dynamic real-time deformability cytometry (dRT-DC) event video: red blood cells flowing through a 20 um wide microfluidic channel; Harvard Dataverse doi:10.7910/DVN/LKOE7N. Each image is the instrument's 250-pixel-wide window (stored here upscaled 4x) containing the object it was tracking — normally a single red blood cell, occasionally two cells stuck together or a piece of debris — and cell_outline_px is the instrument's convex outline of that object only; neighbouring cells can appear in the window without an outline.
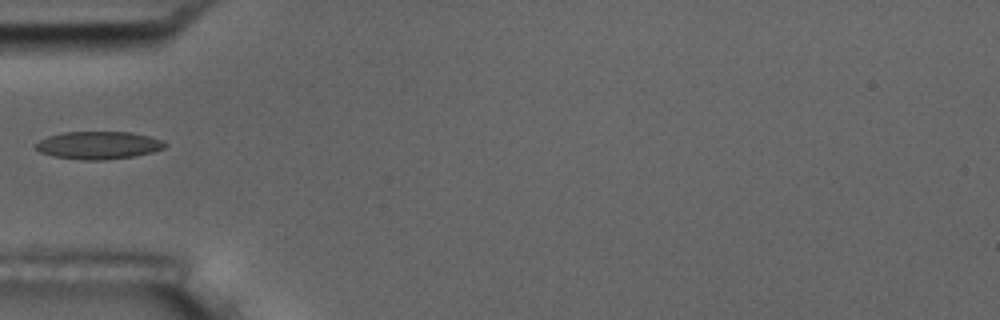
{"species": "common noctule bat (a hibernating species)", "species_latin": "Nyctalus noctula", "temperature_condition": "room temperature", "stored_images_in_passage": 3, "camera_frame_rate_fps": 3000, "um_per_image_px": 0.085, "animal": {"sex": "male", "body_mass_g": 17.5, "forearm_length_mm": 52.3}, "frame": {"image": 1, "passage_image": 3, "time_ms": 3.0, "image_size_px": [1000, 320], "cell_outline_px": [[168, 144], [164, 148], [152, 152], [132, 156], [104, 160], [84, 160], [56, 156], [40, 152], [32, 144], [48, 136], [64, 132], [132, 132], [164, 140]], "centroid_in_image_um": [8.38, 12.34], "position_along_channel_um": 76.6, "area_um2": 20.81}}